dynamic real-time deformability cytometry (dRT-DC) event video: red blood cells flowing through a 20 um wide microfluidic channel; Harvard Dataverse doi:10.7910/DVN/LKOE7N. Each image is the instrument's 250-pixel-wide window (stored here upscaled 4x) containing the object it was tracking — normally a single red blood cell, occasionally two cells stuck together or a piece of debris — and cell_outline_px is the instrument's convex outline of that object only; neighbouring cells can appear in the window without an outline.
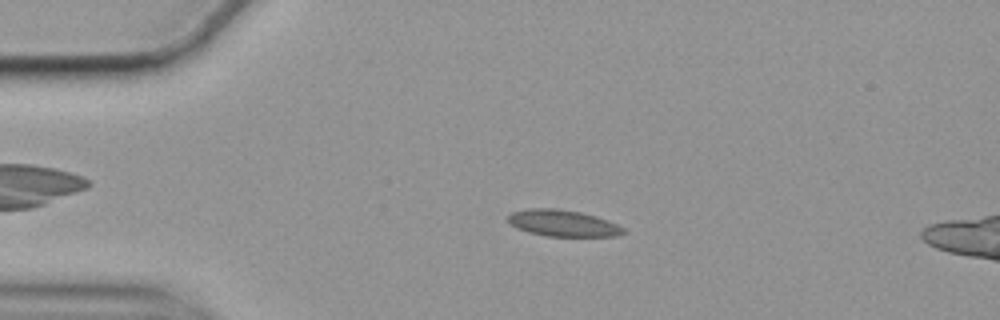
{"species": "common noctule bat (a hibernating species)", "species_latin": "Nyctalus noctula", "temperature_condition": "cold", "stored_images_in_passage": 57, "camera_frame_rate_fps": 3000, "um_per_image_px": 0.085, "animal": {"sex": "female", "body_mass_g": 19.9}, "frame": {"image": 1, "passage_image": 12, "time_ms": 3.667, "image_size_px": [1000, 320], "cell_outline_px": [[628, 232], [616, 236], [544, 236], [528, 232], [516, 228], [508, 220], [508, 216], [512, 212], [528, 208], [556, 208], [580, 212], [596, 216], [608, 220], [624, 228]], "centroid_in_image_um": [47.86, 18.97], "position_along_channel_um": 37.1, "area_um2": 17.86}}
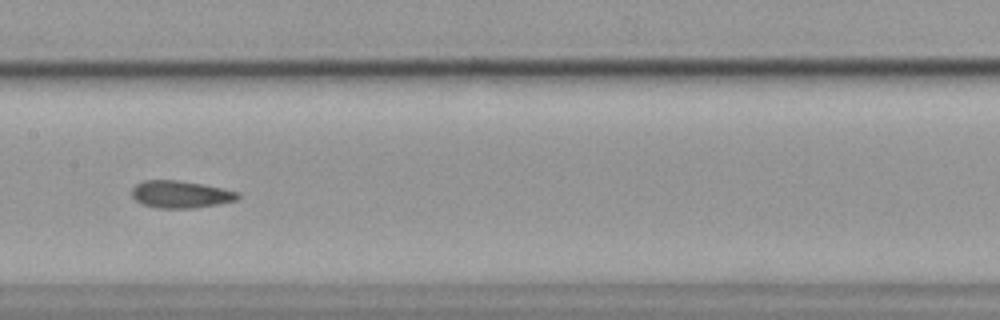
{"frame": {"image": 2, "passage_image": 28, "time_ms": 9.0, "image_size_px": [1000, 320], "cell_outline_px": [[240, 196], [236, 200], [196, 208], [156, 208], [144, 204], [136, 200], [132, 196], [132, 188], [136, 184], [144, 180], [180, 180], [204, 184], [240, 192]], "centroid_in_image_um": [15.36, 16.51], "position_along_channel_um": 192.0, "area_um2": 16.88}}
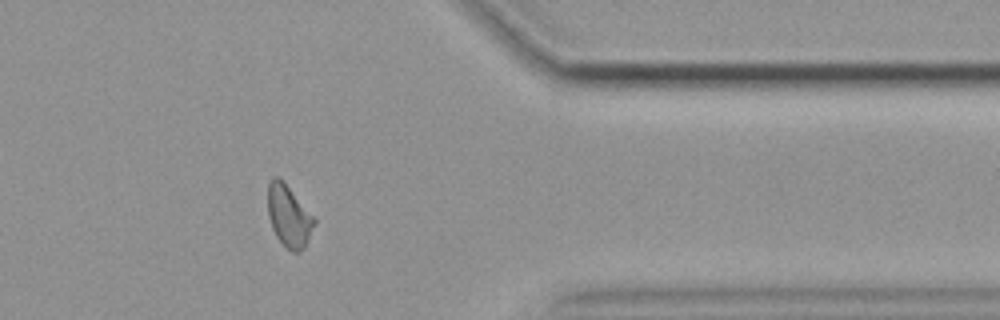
{"frame": {"image": 3, "passage_image": 46, "time_ms": 15.0, "image_size_px": [1000, 320], "cell_outline_px": [[316, 224], [304, 248], [300, 252], [292, 252], [276, 236], [272, 228], [268, 216], [268, 184], [272, 176], [280, 176], [316, 220]], "centroid_in_image_um": [24.54, 18.34], "position_along_channel_um": 386.9, "area_um2": 16.7}}